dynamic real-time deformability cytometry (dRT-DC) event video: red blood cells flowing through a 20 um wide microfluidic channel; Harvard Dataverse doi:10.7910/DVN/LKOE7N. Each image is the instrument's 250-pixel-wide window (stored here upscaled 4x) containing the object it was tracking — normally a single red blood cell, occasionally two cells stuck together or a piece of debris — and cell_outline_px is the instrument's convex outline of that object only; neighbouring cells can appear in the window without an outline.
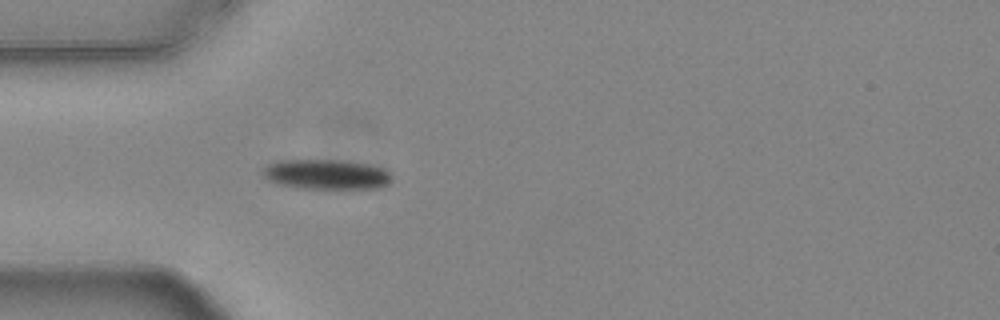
{"species": "common noctule bat (a hibernating species)", "species_latin": "Nyctalus noctula", "temperature_condition": "warm", "stored_images_in_passage": 39, "camera_frame_rate_fps": 3000, "um_per_image_px": 0.085, "animal": {"sex": "female", "body_mass_g": 24.6, "forearm_length_mm": 56.2}, "frame": {"image": 1, "passage_image": 1, "time_ms": 0.0, "image_size_px": [1000, 320], "cell_outline_px": [[392, 180], [384, 188], [300, 188], [280, 184], [268, 180], [260, 172], [268, 164], [280, 160], [344, 160], [368, 164], [384, 168], [392, 176]], "centroid_in_image_um": [27.77, 14.82], "position_along_channel_um": 57.2, "area_um2": 22.6}}
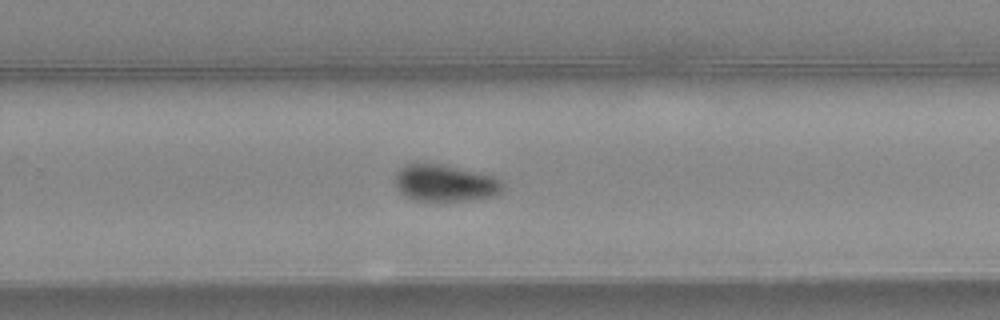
{"frame": {"image": 2, "passage_image": 20, "time_ms": 6.333, "image_size_px": [1000, 320], "cell_outline_px": [[504, 188], [500, 192], [492, 196], [472, 200], [416, 200], [404, 196], [396, 188], [396, 172], [404, 164], [444, 164], [480, 172], [492, 176], [500, 180], [504, 184]], "centroid_in_image_um": [37.83, 15.55], "position_along_channel_um": 292.0, "area_um2": 23.06}}
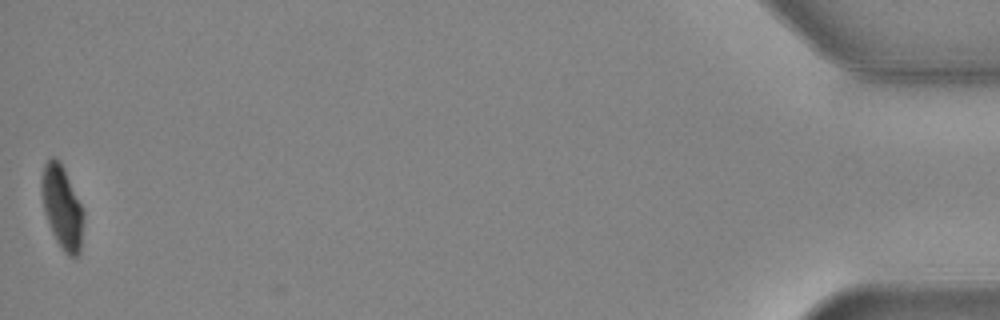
{"frame": {"image": 3, "passage_image": 39, "time_ms": 12.667, "image_size_px": [1000, 320], "cell_outline_px": [[84, 220], [80, 252], [76, 256], [68, 256], [64, 252], [56, 240], [52, 232], [44, 212], [40, 192], [40, 180], [44, 164], [52, 156], [56, 156], [60, 160], [64, 168], [84, 212]], "centroid_in_image_um": [5.26, 17.59], "position_along_channel_um": 429.9, "area_um2": 20.52}, "authors_computed_cell_mechanics": {"area_um2": 23.1778, "velocity_mm_per_s": 3.7778, "shape_relaxation_time_tau1_ms": 3.7507, "shape_relaxation_time_tau2_ms": null, "deformation_change_tau1": 0.127, "deformation_change_tau2": null}}